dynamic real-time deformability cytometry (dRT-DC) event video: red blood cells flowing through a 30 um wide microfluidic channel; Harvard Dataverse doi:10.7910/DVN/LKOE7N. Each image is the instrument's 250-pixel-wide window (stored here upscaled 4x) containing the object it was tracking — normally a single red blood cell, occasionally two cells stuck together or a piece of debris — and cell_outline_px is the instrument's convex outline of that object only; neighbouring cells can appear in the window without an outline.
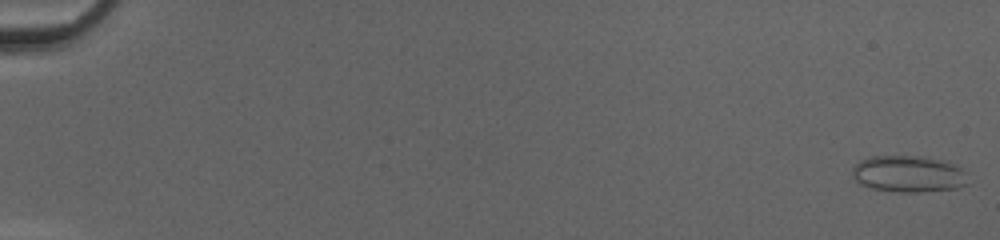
{"species": "common noctule bat (a hibernating species)", "species_latin": "Nyctalus noctula", "temperature_condition": "cold", "stored_images_in_passage": 50, "camera_frame_rate_fps": 3000, "um_per_image_px": 0.085, "animal": {"sex": "female", "body_mass_g": 20.0, "forearm_length_mm": 54.0}, "frame": {"image": 1, "passage_image": 1, "time_ms": 0.0, "image_size_px": [1000, 240], "cell_outline_px": [[968, 184], [956, 188], [916, 192], [896, 192], [872, 188], [860, 184], [852, 176], [852, 168], [860, 160], [872, 156], [920, 156], [940, 160], [952, 164], [960, 168], [964, 172]], "centroid_in_image_um": [77.17, 14.79], "position_along_channel_um": 7.8, "area_um2": 24.45}}
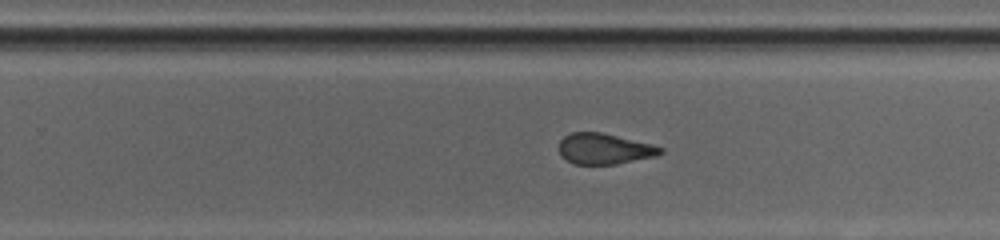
{"frame": {"image": 2, "passage_image": 34, "time_ms": 11.0, "image_size_px": [1000, 240], "cell_outline_px": [[664, 152], [656, 156], [616, 164], [576, 164], [560, 156], [556, 148], [560, 140], [564, 136], [572, 132], [600, 132], [652, 144], [664, 148]], "centroid_in_image_um": [51.34, 12.64], "position_along_channel_um": 278.5, "area_um2": 18.32}}
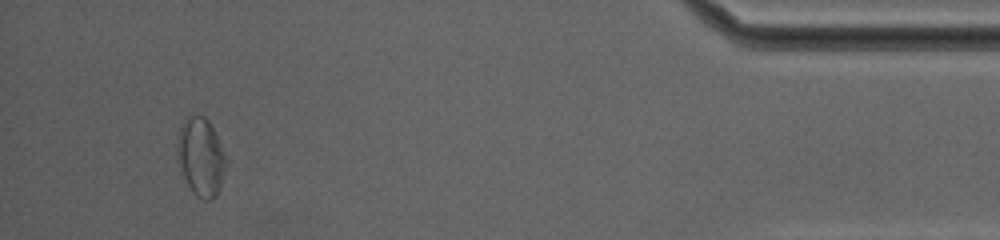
{"frame": {"image": 3, "passage_image": 48, "time_ms": 15.667, "image_size_px": [1000, 240], "cell_outline_px": [[228, 164], [216, 196], [212, 200], [204, 200], [196, 196], [192, 192], [176, 160], [176, 144], [180, 128], [184, 120], [188, 116], [204, 116], [208, 120], [228, 160]], "centroid_in_image_um": [17.07, 13.36], "position_along_channel_um": 418.1, "area_um2": 22.31}, "authors_computed_cell_mechanics": {"area_um2": 19.9988, "velocity_mm_per_s": 4.2264, "shape_relaxation_time_tau1_ms": null, "shape_relaxation_time_tau2_ms": 1.2202, "deformation_change_tau1": null, "deformation_change_tau2": 0.0737}}